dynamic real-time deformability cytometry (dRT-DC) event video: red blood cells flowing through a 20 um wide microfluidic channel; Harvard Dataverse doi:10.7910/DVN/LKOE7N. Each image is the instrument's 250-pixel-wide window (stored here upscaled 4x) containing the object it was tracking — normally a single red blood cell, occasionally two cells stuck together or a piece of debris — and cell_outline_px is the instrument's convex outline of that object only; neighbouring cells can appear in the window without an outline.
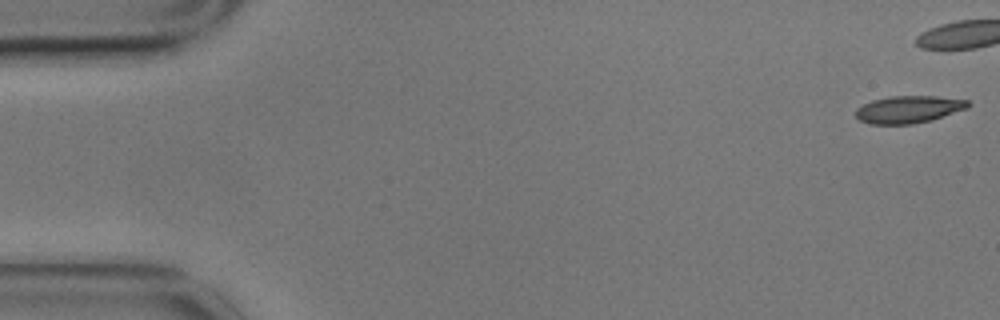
{"species": "common noctule bat (a hibernating species)", "species_latin": "Nyctalus noctula", "temperature_condition": "cold", "stored_images_in_passage": 44, "camera_frame_rate_fps": 3000, "um_per_image_px": 0.085, "animal": {"sex": "male", "body_mass_g": 17.9}, "frame": {"image": 1, "passage_image": 1, "time_ms": 0.0, "image_size_px": [1000, 320], "cell_outline_px": [[972, 104], [968, 108], [932, 120], [912, 124], [868, 124], [860, 120], [856, 116], [856, 108], [872, 100], [888, 96], [936, 96], [968, 100]], "centroid_in_image_um": [77.25, 9.29], "position_along_channel_um": 7.8, "area_um2": 17.98}}